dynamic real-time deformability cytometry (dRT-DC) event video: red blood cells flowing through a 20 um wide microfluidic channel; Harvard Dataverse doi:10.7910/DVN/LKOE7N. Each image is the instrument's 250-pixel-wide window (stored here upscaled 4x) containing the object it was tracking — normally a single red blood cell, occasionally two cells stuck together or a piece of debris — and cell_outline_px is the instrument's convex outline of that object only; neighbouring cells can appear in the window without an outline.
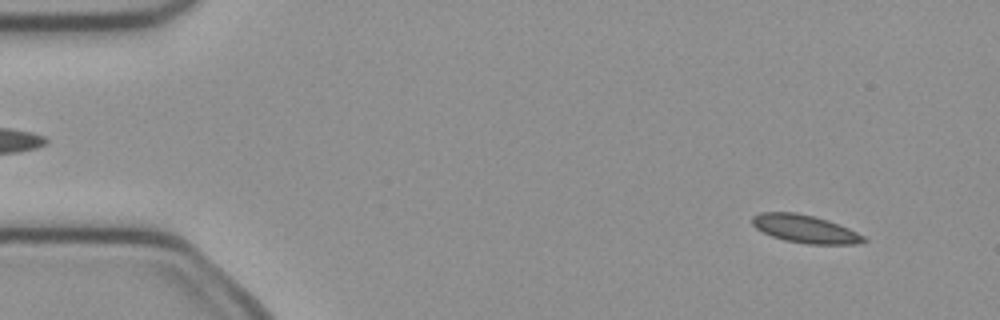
{"species": "common noctule bat (a hibernating species)", "species_latin": "Nyctalus noctula", "temperature_condition": "cold", "stored_images_in_passage": 51, "camera_frame_rate_fps": 3000, "um_per_image_px": 0.085, "animal": {"sex": "female", "body_mass_g": 21.9}, "frame": {"image": 1, "passage_image": 4, "time_ms": 1.0, "image_size_px": [1000, 320], "cell_outline_px": [[868, 240], [860, 244], [808, 244], [784, 240], [772, 236], [756, 228], [752, 224], [752, 216], [760, 212], [796, 212], [828, 220], [848, 228], [864, 236]], "centroid_in_image_um": [68.43, 19.46], "position_along_channel_um": 16.6, "area_um2": 18.09}}
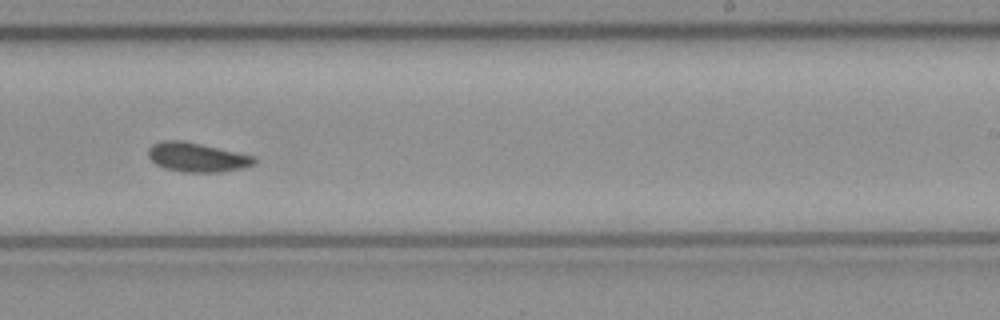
{"frame": {"image": 2, "passage_image": 31, "time_ms": 10.0, "image_size_px": [1000, 320], "cell_outline_px": [[256, 164], [240, 168], [220, 172], [184, 172], [164, 168], [156, 164], [148, 156], [148, 148], [152, 144], [160, 140], [184, 140], [256, 156]], "centroid_in_image_um": [16.74, 13.35], "position_along_channel_um": 272.3, "area_um2": 18.21}}
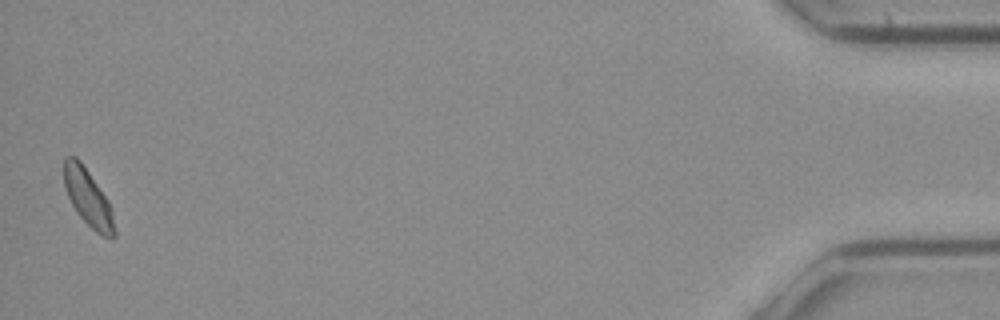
{"frame": {"image": 3, "passage_image": 50, "time_ms": 16.333, "image_size_px": [1000, 320], "cell_outline_px": [[116, 236], [100, 236], [76, 212], [68, 196], [64, 184], [64, 156], [76, 156], [80, 160], [108, 200], [112, 212], [116, 232]], "centroid_in_image_um": [7.47, 16.8], "position_along_channel_um": 427.7, "area_um2": 16.53}, "authors_computed_cell_mechanics": {"area_um2": 17.7446, "velocity_mm_per_s": 3.9857, "shape_relaxation_time_tau1_ms": 5.652, "shape_relaxation_time_tau2_ms": 3.0896, "deformation_change_tau1": 0.1027, "deformation_change_tau2": 0.0492}}